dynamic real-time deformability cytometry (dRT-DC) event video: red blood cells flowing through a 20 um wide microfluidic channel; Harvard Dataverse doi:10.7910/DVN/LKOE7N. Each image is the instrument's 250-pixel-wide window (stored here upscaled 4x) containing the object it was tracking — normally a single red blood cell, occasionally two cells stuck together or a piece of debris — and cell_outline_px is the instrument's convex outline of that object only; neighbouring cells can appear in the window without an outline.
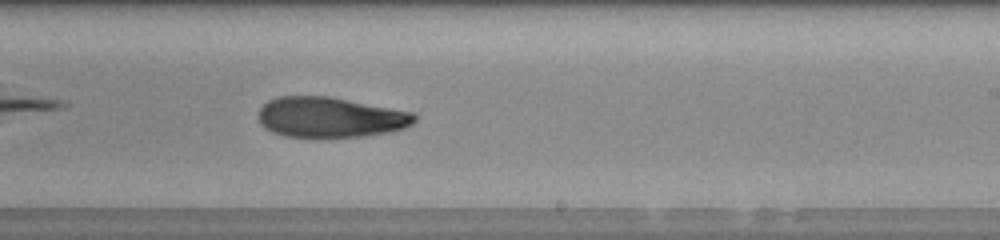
{"species": "human", "species_latin": "Homo sapiens", "temperature_condition": "room temperature", "stored_images_in_passage": 46, "camera_frame_rate_fps": 3000, "um_per_image_px": 0.085, "donor": {"sex": "male"}, "frame": {"image": 1, "passage_image": 27, "time_ms": 8.667, "image_size_px": [1000, 240], "cell_outline_px": [[416, 120], [412, 124], [404, 128], [388, 132], [360, 136], [284, 136], [272, 132], [264, 128], [260, 124], [256, 116], [260, 108], [268, 100], [280, 96], [328, 96], [416, 112]], "centroid_in_image_um": [28.06, 9.95], "position_along_channel_um": 260.9, "area_um2": 36.7}, "authors_computed_cell_mechanics": {"area_um2": 37.4833, "velocity_mm_per_s": 4.1241, "shape_relaxation_time_tau1_ms": null, "shape_relaxation_time_tau2_ms": 4.856, "deformation_change_tau1": null, "deformation_change_tau2": 0.1195}}